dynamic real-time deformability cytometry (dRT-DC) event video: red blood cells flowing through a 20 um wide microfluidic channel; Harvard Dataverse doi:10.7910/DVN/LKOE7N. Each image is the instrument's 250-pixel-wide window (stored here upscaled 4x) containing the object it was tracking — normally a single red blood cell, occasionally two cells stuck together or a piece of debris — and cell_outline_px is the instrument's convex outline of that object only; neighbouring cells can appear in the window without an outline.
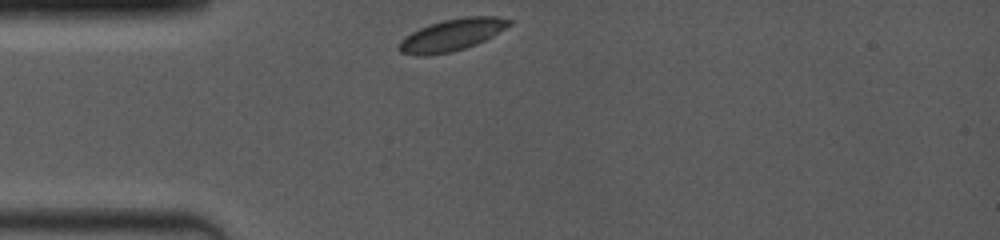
{"species": "common noctule bat (a hibernating species)", "species_latin": "Nyctalus noctula", "temperature_condition": "room temperature", "stored_images_in_passage": 7, "camera_frame_rate_fps": 4000, "um_per_image_px": 0.085, "animal": {"sex": "female", "body_mass_g": 19.0, "forearm_length_mm": 53.3}, "frame": {"image": 1, "passage_image": 1, "time_ms": 0.0, "image_size_px": [1000, 240], "cell_outline_px": [[512, 24], [492, 36], [476, 44], [452, 52], [428, 56], [416, 56], [400, 52], [396, 48], [396, 44], [404, 36], [420, 28], [444, 20], [464, 16], [496, 16], [512, 20]], "centroid_in_image_um": [38.36, 2.98], "position_along_channel_um": 46.6, "area_um2": 20.63}}